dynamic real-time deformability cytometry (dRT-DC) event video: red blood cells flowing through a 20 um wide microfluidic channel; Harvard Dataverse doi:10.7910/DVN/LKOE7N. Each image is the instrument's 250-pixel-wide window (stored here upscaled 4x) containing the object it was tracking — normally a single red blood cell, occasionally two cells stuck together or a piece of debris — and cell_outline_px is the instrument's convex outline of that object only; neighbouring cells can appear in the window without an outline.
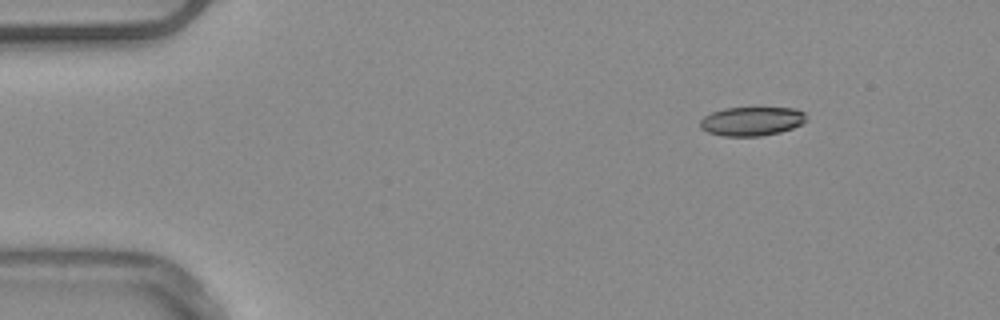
{"species": "common noctule bat (a hibernating species)", "species_latin": "Nyctalus noctula", "temperature_condition": "warm", "stored_images_in_passage": 46, "camera_frame_rate_fps": 3000, "um_per_image_px": 0.085, "animal": {"sex": "male", "body_mass_g": 20.4}, "frame": {"image": 1, "passage_image": 1, "time_ms": 0.0, "image_size_px": [1000, 320], "cell_outline_px": [[808, 120], [792, 128], [780, 132], [760, 136], [724, 136], [708, 132], [700, 128], [700, 120], [704, 116], [712, 112], [724, 108], [756, 104], [796, 108], [804, 112]], "centroid_in_image_um": [63.93, 10.23], "position_along_channel_um": 21.1, "area_um2": 18.96}}
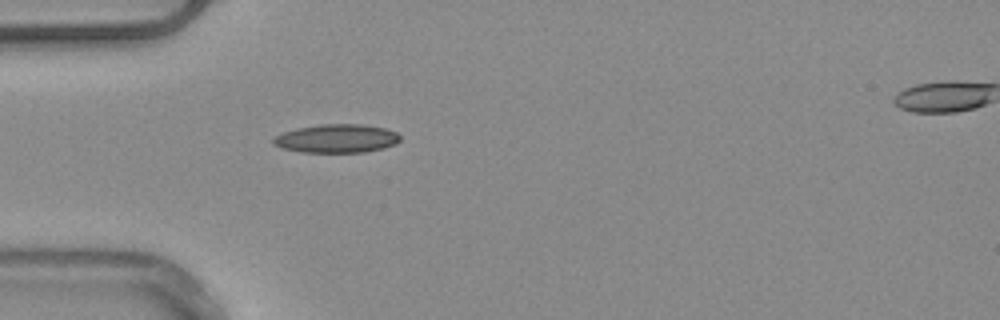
{"frame": {"image": 2, "passage_image": 10, "time_ms": 3.0, "image_size_px": [1000, 320], "cell_outline_px": [[400, 140], [396, 144], [384, 148], [364, 152], [304, 152], [284, 148], [272, 144], [272, 140], [276, 136], [284, 132], [296, 128], [320, 124], [360, 124], [384, 128], [396, 132], [400, 136]], "centroid_in_image_um": [28.63, 11.77], "position_along_channel_um": 56.4, "area_um2": 20.98}}
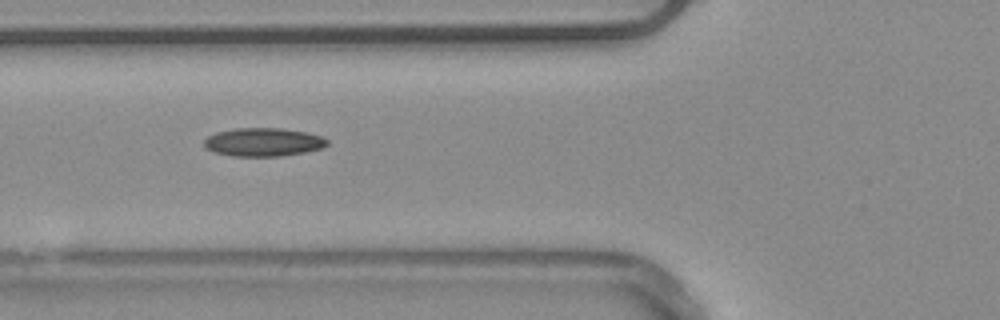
{"frame": {"image": 3, "passage_image": 14, "time_ms": 4.333, "image_size_px": [1000, 320], "cell_outline_px": [[328, 144], [324, 148], [304, 152], [280, 156], [232, 156], [212, 152], [204, 148], [204, 140], [208, 136], [216, 132], [236, 128], [280, 128], [308, 132], [320, 136], [328, 140]], "centroid_in_image_um": [22.36, 12.08], "position_along_channel_um": 103.4, "area_um2": 20.52}, "authors_computed_cell_mechanics": {"area_um2": 19.4497, "velocity_mm_per_s": 3.9051, "shape_relaxation_time_tau1_ms": null, "shape_relaxation_time_tau2_ms": 3.487, "deformation_change_tau1": null, "deformation_change_tau2": 0.105}}